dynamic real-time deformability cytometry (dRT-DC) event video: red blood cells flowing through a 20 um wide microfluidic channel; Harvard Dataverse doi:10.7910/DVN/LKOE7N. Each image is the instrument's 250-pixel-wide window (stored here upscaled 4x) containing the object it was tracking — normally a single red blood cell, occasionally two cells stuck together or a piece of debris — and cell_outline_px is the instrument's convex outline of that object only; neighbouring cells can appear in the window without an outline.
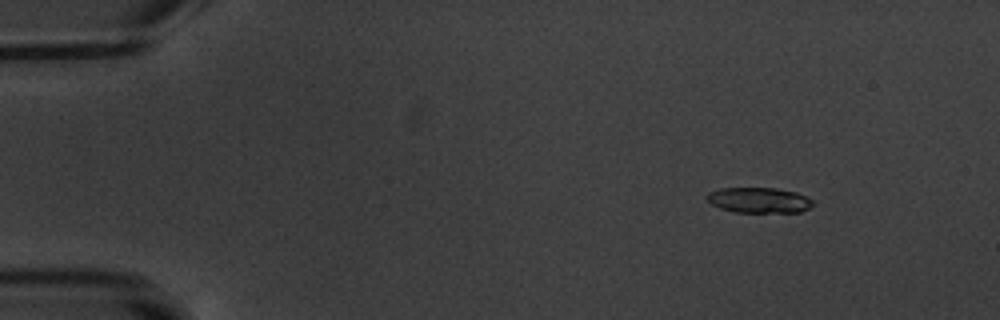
{"species": "common noctule bat (a hibernating species)", "species_latin": "Nyctalus noctula", "temperature_condition": "warm", "stored_images_in_passage": 7, "camera_frame_rate_fps": 3000, "um_per_image_px": 0.085, "animal": {"sex": "male", "body_mass_g": 20.1, "forearm_length_mm": 53.5}, "frame": {"image": 1, "passage_image": 3, "time_ms": 2.333, "image_size_px": [1000, 320], "cell_outline_px": [[812, 204], [808, 208], [800, 212], [736, 212], [720, 208], [712, 204], [704, 196], [708, 192], [720, 188], [776, 188], [796, 192], [812, 200]], "centroid_in_image_um": [64.47, 17.01], "position_along_channel_um": 20.5, "area_um2": 15.61}}
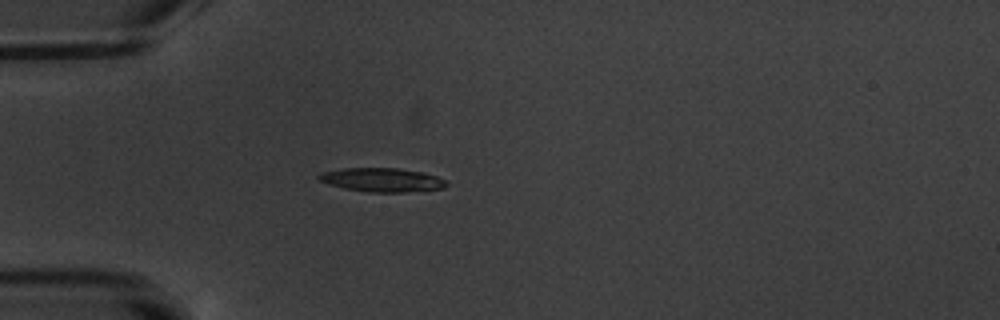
{"frame": {"image": 2, "passage_image": 6, "time_ms": 5.667, "image_size_px": [1000, 320], "cell_outline_px": [[448, 184], [444, 188], [404, 192], [368, 192], [344, 188], [320, 180], [316, 176], [320, 172], [344, 168], [396, 168], [424, 172], [436, 176], [444, 180]], "centroid_in_image_um": [32.47, 15.28], "position_along_channel_um": 52.5, "area_um2": 17.57}}